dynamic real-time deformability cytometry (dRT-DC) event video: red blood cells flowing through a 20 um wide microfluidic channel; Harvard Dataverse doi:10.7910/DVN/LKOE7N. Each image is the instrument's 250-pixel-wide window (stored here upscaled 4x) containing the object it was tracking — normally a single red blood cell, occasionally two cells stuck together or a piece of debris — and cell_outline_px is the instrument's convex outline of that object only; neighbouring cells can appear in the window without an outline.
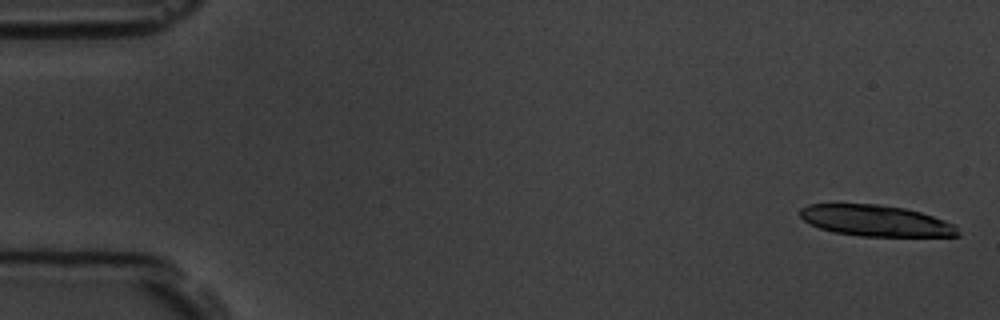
{"species": "common noctule bat (a hibernating species)", "species_latin": "Nyctalus noctula", "temperature_condition": "room temperature", "stored_images_in_passage": 8, "camera_frame_rate_fps": 3000, "um_per_image_px": 0.085, "animal": {"sex": "male", "body_mass_g": 19.5, "forearm_length_mm": 54.6}, "frame": {"image": 1, "passage_image": 1, "time_ms": 0.0, "image_size_px": [1000, 320], "cell_outline_px": [[960, 236], [860, 236], [832, 232], [820, 228], [804, 220], [800, 216], [800, 208], [808, 204], [880, 204], [904, 208], [920, 212], [956, 224], [960, 232]], "centroid_in_image_um": [74.46, 18.76], "position_along_channel_um": 10.5, "area_um2": 28.67}}
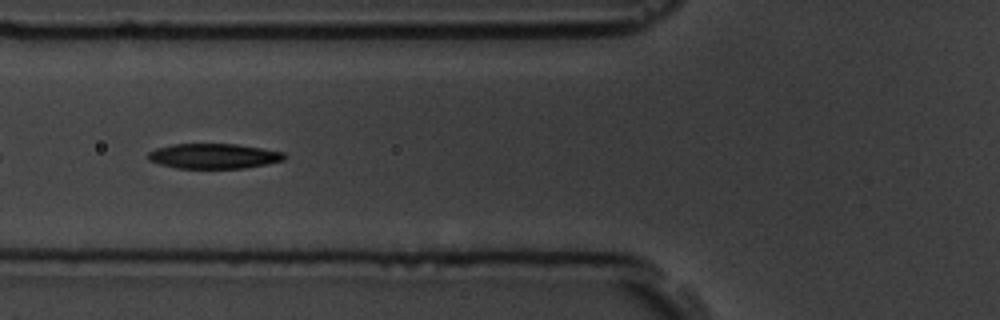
{"frame": {"image": 2, "passage_image": 7, "time_ms": 6.667, "image_size_px": [1000, 320], "cell_outline_px": [[284, 160], [244, 168], [176, 168], [160, 164], [148, 160], [148, 152], [156, 148], [172, 144], [236, 144], [284, 152]], "centroid_in_image_um": [18.12, 13.26], "position_along_channel_um": 107.7, "area_um2": 19.71}}
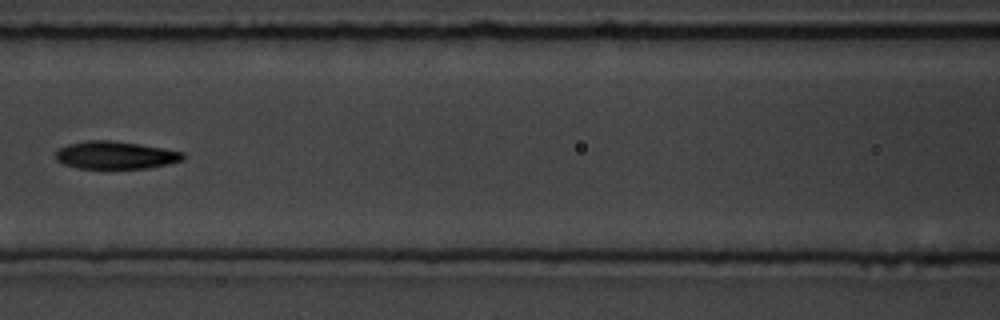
{"frame": {"image": 3, "passage_image": 8, "time_ms": 8.0, "image_size_px": [1000, 320], "cell_outline_px": [[184, 156], [180, 160], [168, 164], [148, 168], [80, 168], [64, 164], [56, 160], [56, 152], [60, 148], [68, 144], [88, 140], [112, 140], [140, 144], [184, 152]], "centroid_in_image_um": [9.8, 13.18], "position_along_channel_um": 156.8, "area_um2": 20.35}}